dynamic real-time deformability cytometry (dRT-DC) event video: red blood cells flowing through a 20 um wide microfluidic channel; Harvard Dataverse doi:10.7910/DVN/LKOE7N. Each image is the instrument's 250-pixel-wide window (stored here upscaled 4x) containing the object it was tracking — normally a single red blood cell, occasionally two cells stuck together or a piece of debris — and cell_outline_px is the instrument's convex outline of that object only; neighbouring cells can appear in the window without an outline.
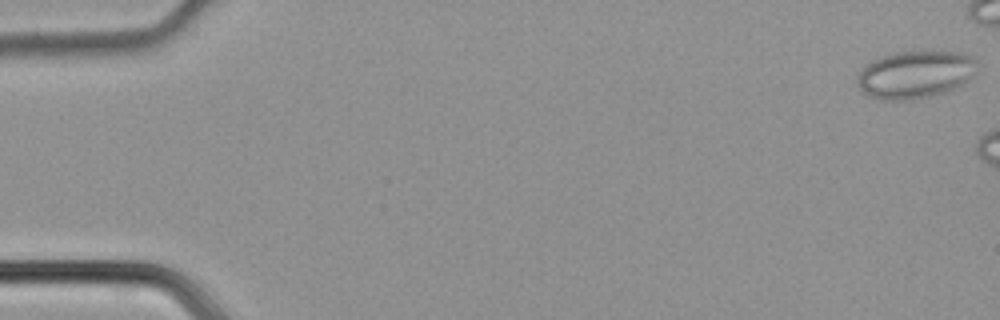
{"species": "common noctule bat (a hibernating species)", "species_latin": "Nyctalus noctula", "temperature_condition": "cold", "stored_images_in_passage": 39, "camera_frame_rate_fps": 3000, "um_per_image_px": 0.085, "animal": {"sex": "male", "body_mass_g": 21.5, "forearm_length_mm": 52.0}, "frame": {"image": 1, "passage_image": 1, "time_ms": 0.0, "image_size_px": [1000, 320], "cell_outline_px": [[976, 60], [972, 76], [964, 84], [944, 92], [932, 96], [912, 100], [880, 100], [868, 96], [856, 84], [860, 72], [872, 60], [896, 52], [956, 52], [972, 56]], "centroid_in_image_um": [77.78, 6.36], "position_along_channel_um": 7.2, "area_um2": 32.89}}
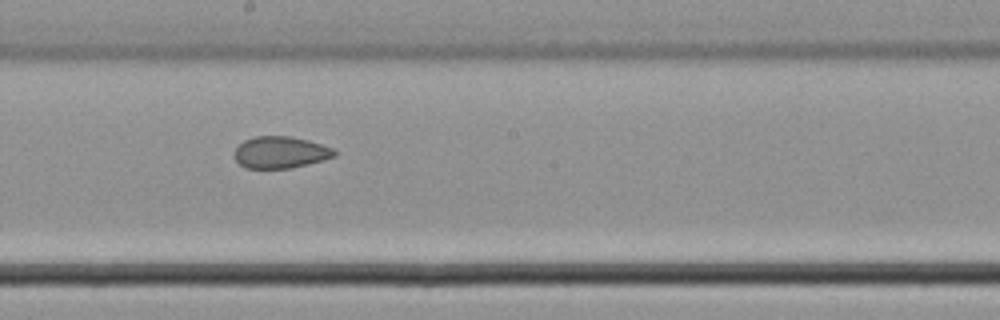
{"frame": {"image": 2, "passage_image": 26, "time_ms": 8.333, "image_size_px": [1000, 320], "cell_outline_px": [[336, 156], [324, 160], [292, 168], [244, 168], [236, 160], [236, 148], [244, 140], [256, 136], [292, 136], [308, 140], [332, 148], [336, 152]], "centroid_in_image_um": [23.86, 12.95], "position_along_channel_um": 224.3, "area_um2": 18.44}}
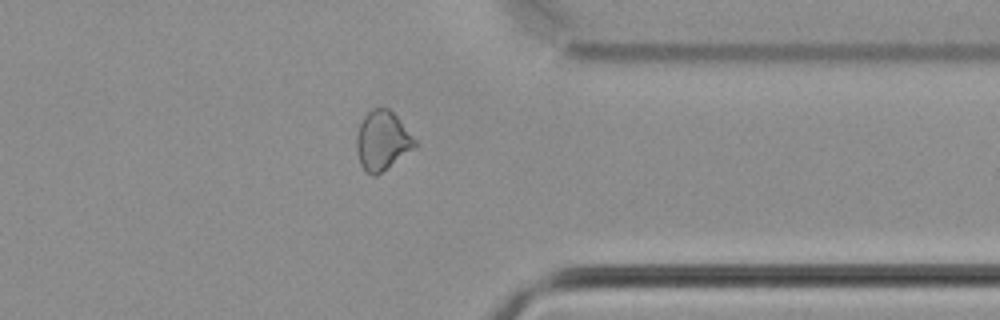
{"frame": {"image": 3, "passage_image": 37, "time_ms": 12.0, "image_size_px": [1000, 320], "cell_outline_px": [[416, 144], [412, 148], [376, 176], [372, 176], [360, 164], [356, 148], [356, 136], [360, 124], [364, 116], [372, 108], [388, 108], [396, 116], [416, 140]], "centroid_in_image_um": [32.45, 11.94], "position_along_channel_um": 378.9, "area_um2": 19.54}}